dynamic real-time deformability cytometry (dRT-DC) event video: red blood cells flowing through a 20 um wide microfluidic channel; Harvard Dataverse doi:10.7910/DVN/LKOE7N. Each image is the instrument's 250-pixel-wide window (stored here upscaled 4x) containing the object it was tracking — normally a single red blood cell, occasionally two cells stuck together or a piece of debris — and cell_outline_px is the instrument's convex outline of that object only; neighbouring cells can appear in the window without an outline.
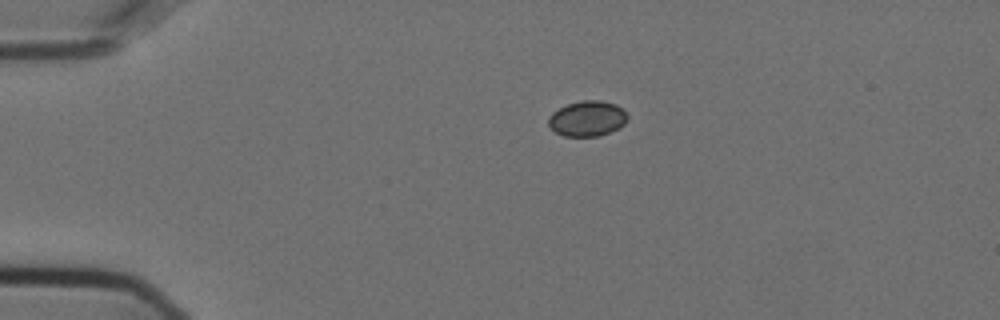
{"species": "Egyptian fruit bat (a non-hibernating species)", "species_latin": "Rousettus aegyptiacus", "temperature_condition": "cold", "stored_images_in_passage": 43, "camera_frame_rate_fps": 3000, "um_per_image_px": 0.085, "animal": {"sex": "female"}, "frame": {"image": 1, "passage_image": 1, "time_ms": 0.0, "image_size_px": [1000, 320], "cell_outline_px": [[628, 120], [620, 128], [600, 136], [564, 136], [556, 132], [548, 124], [548, 116], [552, 112], [568, 104], [584, 100], [600, 100], [616, 104], [628, 116]], "centroid_in_image_um": [49.93, 10.08], "position_along_channel_um": 35.1, "area_um2": 16.3}}
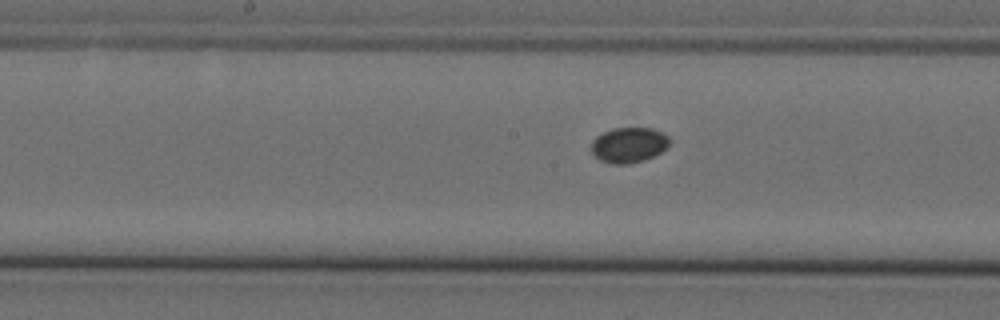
{"frame": {"image": 2, "passage_image": 18, "time_ms": 5.667, "image_size_px": [1000, 320], "cell_outline_px": [[668, 148], [644, 160], [628, 164], [612, 164], [600, 160], [592, 156], [592, 140], [596, 136], [612, 128], [652, 128], [668, 136]], "centroid_in_image_um": [53.41, 12.33], "position_along_channel_um": 194.8, "area_um2": 16.07}}
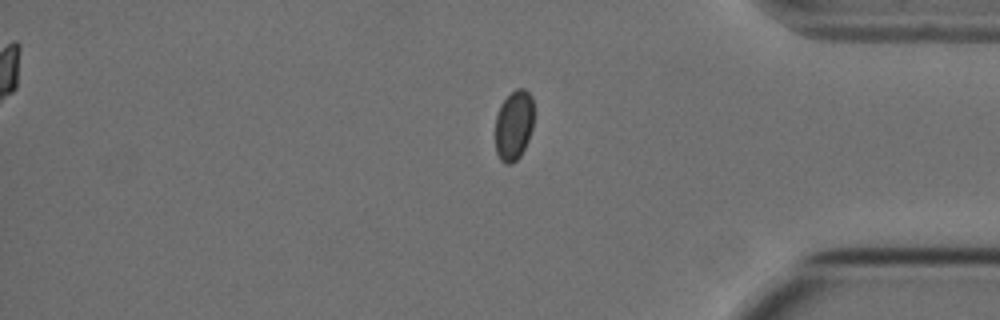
{"frame": {"image": 3, "passage_image": 36, "time_ms": 11.667, "image_size_px": [1000, 320], "cell_outline_px": [[532, 128], [528, 140], [520, 156], [512, 164], [504, 164], [500, 160], [496, 152], [496, 116], [500, 104], [516, 88], [524, 88], [532, 96]], "centroid_in_image_um": [43.66, 10.66], "position_along_channel_um": 391.5, "area_um2": 15.66}}